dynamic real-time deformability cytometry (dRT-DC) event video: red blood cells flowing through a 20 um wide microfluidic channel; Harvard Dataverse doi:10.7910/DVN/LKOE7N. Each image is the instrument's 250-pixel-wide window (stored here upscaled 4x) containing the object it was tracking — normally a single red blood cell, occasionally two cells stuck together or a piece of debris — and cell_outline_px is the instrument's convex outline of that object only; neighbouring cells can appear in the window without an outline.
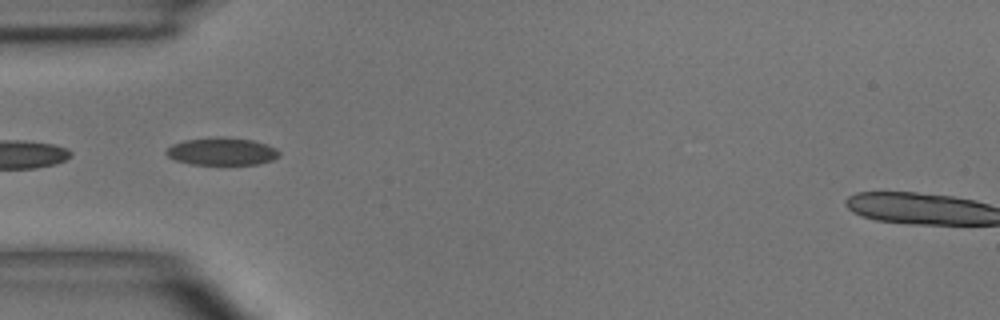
{"species": "common noctule bat (a hibernating species)", "species_latin": "Nyctalus noctula", "temperature_condition": "room temperature", "stored_images_in_passage": 6, "camera_frame_rate_fps": 3000, "um_per_image_px": 0.085, "animal": {"sex": "male", "body_mass_g": 15.6}, "frame": {"image": 1, "passage_image": 2, "time_ms": 2.333, "image_size_px": [1000, 320], "cell_outline_px": [[280, 156], [272, 160], [256, 164], [192, 164], [176, 160], [168, 156], [164, 152], [172, 144], [184, 140], [228, 136], [252, 140], [268, 144], [276, 148], [280, 152]], "centroid_in_image_um": [18.89, 12.86], "position_along_channel_um": 66.1, "area_um2": 18.15}}
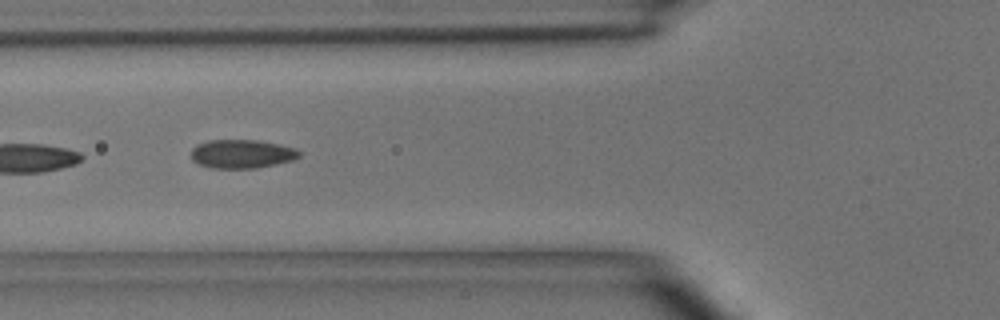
{"frame": {"image": 2, "passage_image": 3, "time_ms": 3.333, "image_size_px": [1000, 320], "cell_outline_px": [[300, 156], [292, 160], [276, 164], [256, 168], [212, 168], [196, 164], [192, 160], [192, 148], [196, 144], [208, 140], [256, 140], [296, 148], [300, 152]], "centroid_in_image_um": [20.52, 13.08], "position_along_channel_um": 105.3, "area_um2": 18.09}}